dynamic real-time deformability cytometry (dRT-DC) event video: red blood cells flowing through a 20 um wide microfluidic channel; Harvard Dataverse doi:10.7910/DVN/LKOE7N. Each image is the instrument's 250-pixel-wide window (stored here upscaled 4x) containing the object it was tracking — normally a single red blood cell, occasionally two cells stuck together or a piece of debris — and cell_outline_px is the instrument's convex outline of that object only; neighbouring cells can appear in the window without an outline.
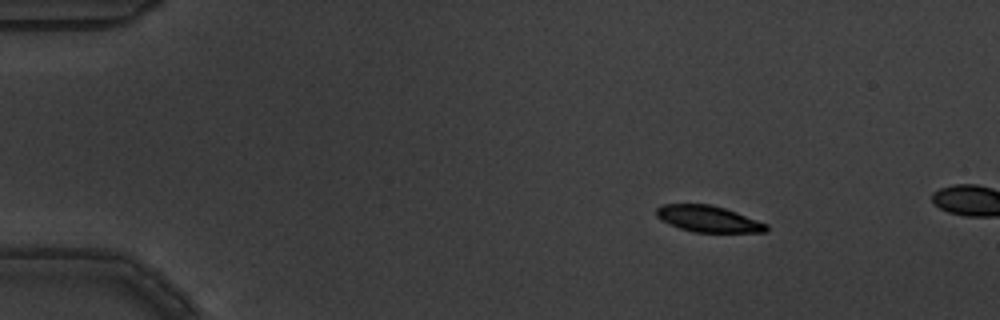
{"species": "common noctule bat (a hibernating species)", "species_latin": "Nyctalus noctula", "temperature_condition": "warm", "stored_images_in_passage": 4, "camera_frame_rate_fps": 3000, "um_per_image_px": 0.085, "animal": {"sex": "male", "body_mass_g": 19.5, "forearm_length_mm": 54.6}, "frame": {"image": 1, "passage_image": 2, "time_ms": 0.333, "image_size_px": [1000, 320], "cell_outline_px": [[768, 228], [764, 232], [692, 232], [668, 224], [660, 220], [656, 216], [656, 208], [660, 204], [712, 204], [736, 212], [768, 224]], "centroid_in_image_um": [60.15, 18.6], "position_along_channel_um": 24.8, "area_um2": 16.94}}